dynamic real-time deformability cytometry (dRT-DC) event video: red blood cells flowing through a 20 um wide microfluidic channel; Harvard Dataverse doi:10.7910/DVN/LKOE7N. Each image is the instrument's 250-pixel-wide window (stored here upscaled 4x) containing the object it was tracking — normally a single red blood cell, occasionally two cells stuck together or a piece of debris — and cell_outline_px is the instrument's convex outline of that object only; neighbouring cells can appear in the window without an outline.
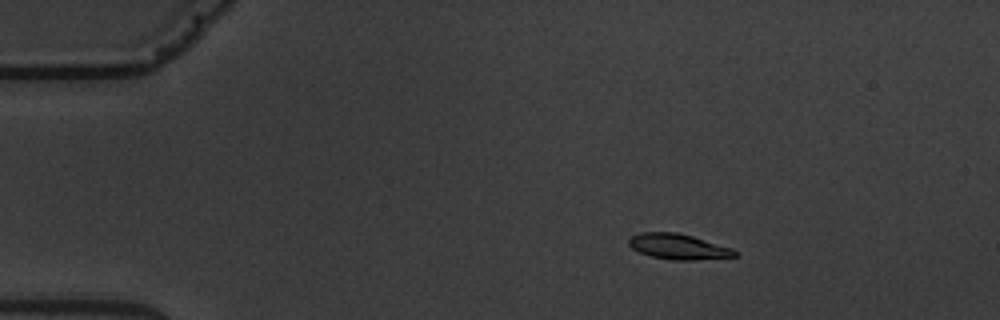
{"species": "common noctule bat (a hibernating species)", "species_latin": "Nyctalus noctula", "temperature_condition": "warm", "stored_images_in_passage": 6, "camera_frame_rate_fps": 3000, "um_per_image_px": 0.085, "animal": {"sex": "male", "body_mass_g": 19.5, "forearm_length_mm": 54.6}, "frame": {"image": 1, "passage_image": 3, "time_ms": 3.333, "image_size_px": [1000, 320], "cell_outline_px": [[740, 256], [696, 260], [672, 260], [652, 256], [640, 252], [632, 248], [628, 244], [628, 240], [632, 236], [640, 232], [676, 232], [692, 236], [732, 248], [740, 252]], "centroid_in_image_um": [57.7, 20.97], "position_along_channel_um": 27.3, "area_um2": 15.78}}
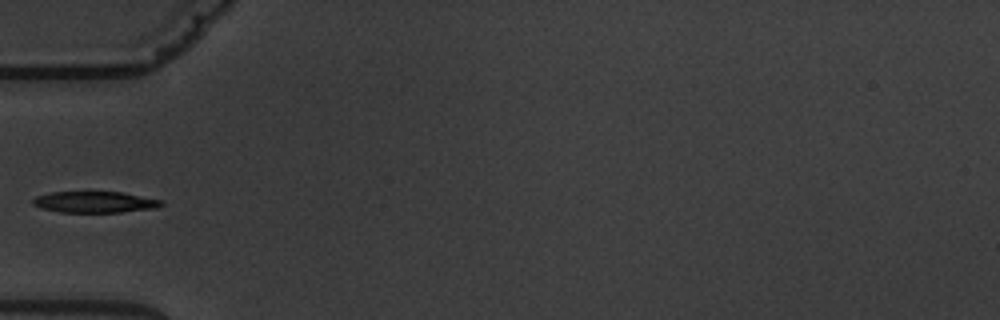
{"frame": {"image": 2, "passage_image": 6, "time_ms": 6.667, "image_size_px": [1000, 320], "cell_outline_px": [[164, 204], [156, 208], [120, 212], [60, 212], [40, 208], [32, 204], [32, 200], [36, 196], [52, 192], [120, 192], [164, 200]], "centroid_in_image_um": [8.06, 17.17], "position_along_channel_um": 76.9, "area_um2": 15.9}}